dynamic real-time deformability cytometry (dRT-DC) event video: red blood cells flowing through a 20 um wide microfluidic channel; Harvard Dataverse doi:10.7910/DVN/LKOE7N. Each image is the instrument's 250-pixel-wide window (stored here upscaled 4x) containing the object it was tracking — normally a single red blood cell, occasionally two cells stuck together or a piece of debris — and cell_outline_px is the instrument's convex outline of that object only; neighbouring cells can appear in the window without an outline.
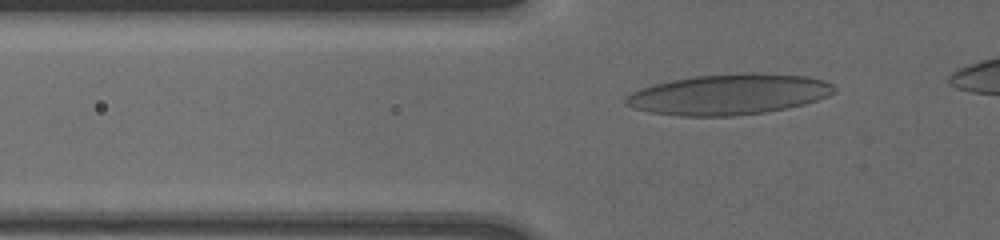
{"species": "human", "species_latin": "Homo sapiens", "temperature_condition": "cold", "stored_images_in_passage": 23, "camera_frame_rate_fps": 3000, "um_per_image_px": 0.085, "donor": {"sex": "male"}, "frame": {"image": 1, "passage_image": 12, "time_ms": 4.333, "image_size_px": [1000, 240], "cell_outline_px": [[836, 92], [828, 96], [804, 104], [764, 112], [732, 116], [680, 116], [648, 112], [632, 108], [624, 104], [624, 100], [632, 92], [640, 88], [652, 84], [672, 80], [696, 76], [748, 72], [752, 72], [808, 76], [824, 80], [832, 84], [836, 88]], "centroid_in_image_um": [61.94, 8.02], "position_along_channel_um": 63.9, "area_um2": 49.48}}
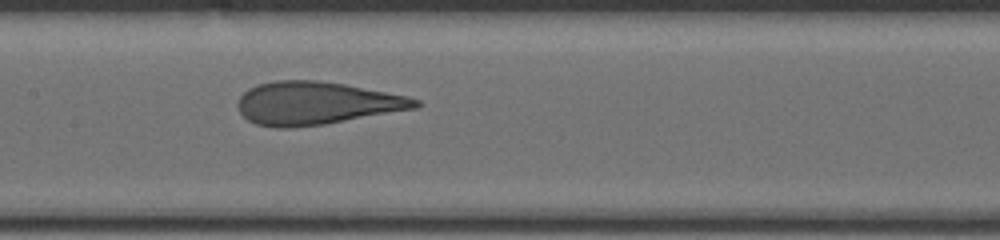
{"frame": {"image": 2, "passage_image": 20, "time_ms": 7.667, "image_size_px": [1000, 240], "cell_outline_px": [[420, 104], [416, 108], [324, 124], [288, 128], [276, 128], [256, 124], [248, 120], [240, 112], [236, 104], [240, 96], [248, 88], [256, 84], [276, 80], [316, 80], [344, 84], [408, 96], [420, 100]], "centroid_in_image_um": [26.84, 8.77], "position_along_channel_um": 180.6, "area_um2": 44.27}}
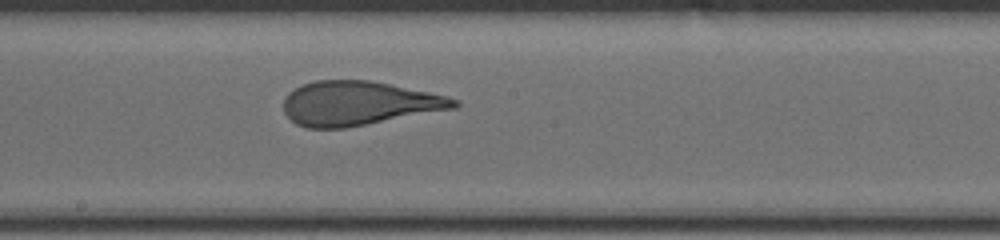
{"frame": {"image": 3, "passage_image": 23, "time_ms": 8.667, "image_size_px": [1000, 240], "cell_outline_px": [[460, 104], [456, 108], [344, 128], [308, 128], [296, 124], [284, 112], [284, 96], [288, 92], [304, 84], [316, 80], [368, 80], [428, 92], [460, 100]], "centroid_in_image_um": [30.46, 8.78], "position_along_channel_um": 217.7, "area_um2": 43.47}}